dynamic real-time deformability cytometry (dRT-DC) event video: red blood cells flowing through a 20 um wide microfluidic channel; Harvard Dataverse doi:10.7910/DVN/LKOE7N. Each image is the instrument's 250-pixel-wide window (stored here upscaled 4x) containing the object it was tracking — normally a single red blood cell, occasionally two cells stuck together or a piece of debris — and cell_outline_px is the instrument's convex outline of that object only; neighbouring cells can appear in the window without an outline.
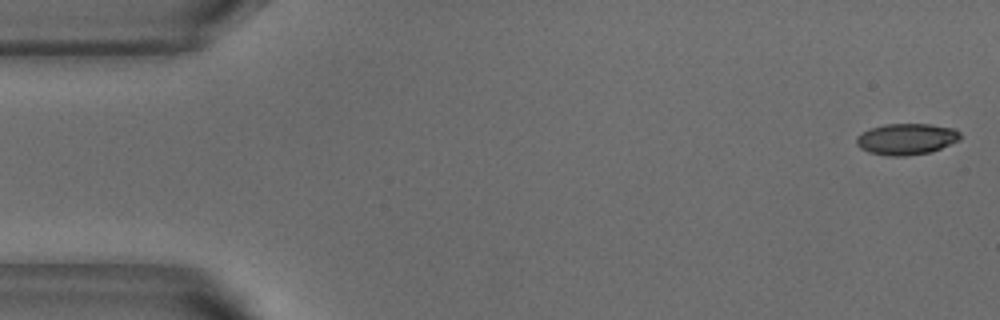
{"species": "common noctule bat (a hibernating species)", "species_latin": "Nyctalus noctula", "temperature_condition": "warm", "stored_images_in_passage": 52, "camera_frame_rate_fps": 3000, "um_per_image_px": 0.085, "animal": {"sex": "male", "body_mass_g": 18.8}, "frame": {"image": 1, "passage_image": 1, "time_ms": 0.0, "image_size_px": [1000, 320], "cell_outline_px": [[960, 140], [932, 152], [904, 156], [888, 156], [868, 152], [860, 148], [856, 144], [856, 136], [868, 128], [884, 124], [932, 124], [956, 128], [960, 132]], "centroid_in_image_um": [77.04, 11.81], "position_along_channel_um": 8.0, "area_um2": 19.25}}
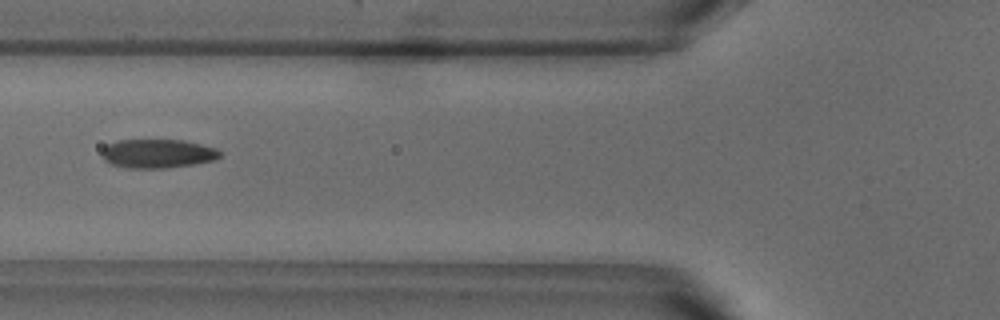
{"frame": {"image": 2, "passage_image": 19, "time_ms": 6.0, "image_size_px": [1000, 320], "cell_outline_px": [[224, 156], [216, 160], [196, 164], [168, 168], [128, 168], [112, 164], [104, 160], [100, 152], [108, 144], [116, 140], [184, 140], [216, 148], [224, 152]], "centroid_in_image_um": [13.46, 13.06], "position_along_channel_um": 112.3, "area_um2": 20.23}}
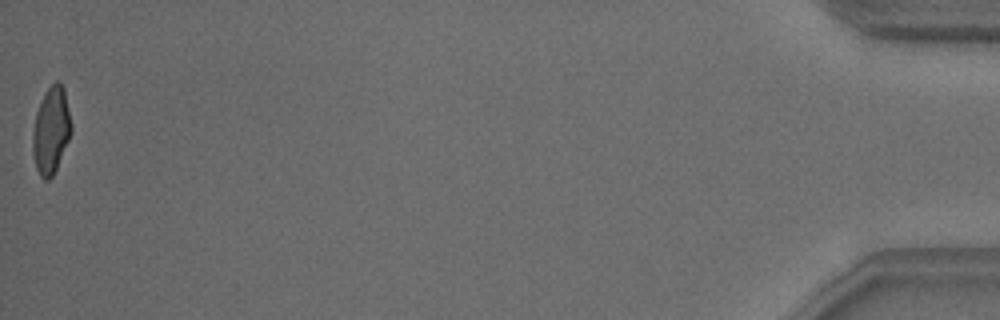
{"frame": {"image": 3, "passage_image": 52, "time_ms": 17.0, "image_size_px": [1000, 320], "cell_outline_px": [[72, 132], [56, 168], [52, 176], [48, 180], [44, 180], [40, 176], [36, 168], [32, 152], [32, 132], [36, 112], [48, 88], [56, 80], [60, 80], [64, 88], [72, 124]], "centroid_in_image_um": [4.34, 11.08], "position_along_channel_um": 430.9, "area_um2": 19.48}, "authors_computed_cell_mechanics": {"area_um2": 19.652, "velocity_mm_per_s": 3.8128, "shape_relaxation_time_tau1_ms": 4.3955, "shape_relaxation_time_tau2_ms": 1.1968, "deformation_change_tau1": 0.1641, "deformation_change_tau2": 0.0634}}